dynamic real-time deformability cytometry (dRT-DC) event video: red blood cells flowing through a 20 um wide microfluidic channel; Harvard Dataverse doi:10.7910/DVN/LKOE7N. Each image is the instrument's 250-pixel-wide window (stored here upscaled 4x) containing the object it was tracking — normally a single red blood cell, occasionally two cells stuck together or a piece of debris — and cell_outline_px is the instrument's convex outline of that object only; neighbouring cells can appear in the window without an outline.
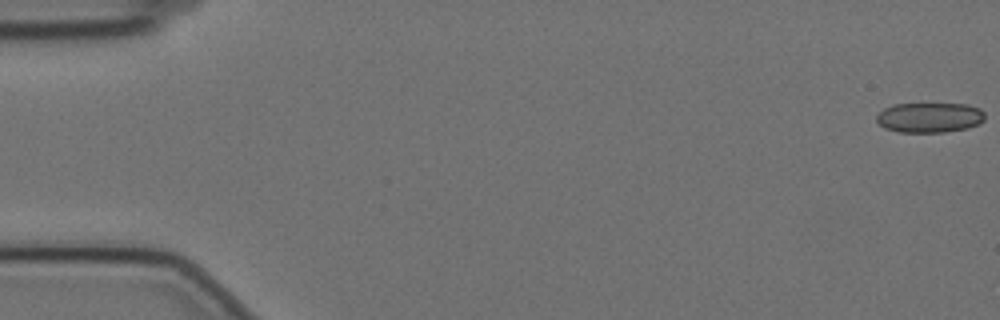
{"species": "Egyptian fruit bat (a non-hibernating species)", "species_latin": "Rousettus aegyptiacus", "temperature_condition": "cold", "stored_images_in_passage": 13, "camera_frame_rate_fps": 3000, "um_per_image_px": 0.085, "animal": {"sex": "female"}, "frame": {"image": 1, "passage_image": 1, "time_ms": 0.0, "image_size_px": [1000, 320], "cell_outline_px": [[984, 120], [980, 124], [968, 128], [944, 132], [900, 132], [884, 128], [876, 120], [876, 116], [884, 108], [892, 104], [968, 104], [980, 108], [984, 112]], "centroid_in_image_um": [79.03, 9.99], "position_along_channel_um": 6.0, "area_um2": 19.07}}